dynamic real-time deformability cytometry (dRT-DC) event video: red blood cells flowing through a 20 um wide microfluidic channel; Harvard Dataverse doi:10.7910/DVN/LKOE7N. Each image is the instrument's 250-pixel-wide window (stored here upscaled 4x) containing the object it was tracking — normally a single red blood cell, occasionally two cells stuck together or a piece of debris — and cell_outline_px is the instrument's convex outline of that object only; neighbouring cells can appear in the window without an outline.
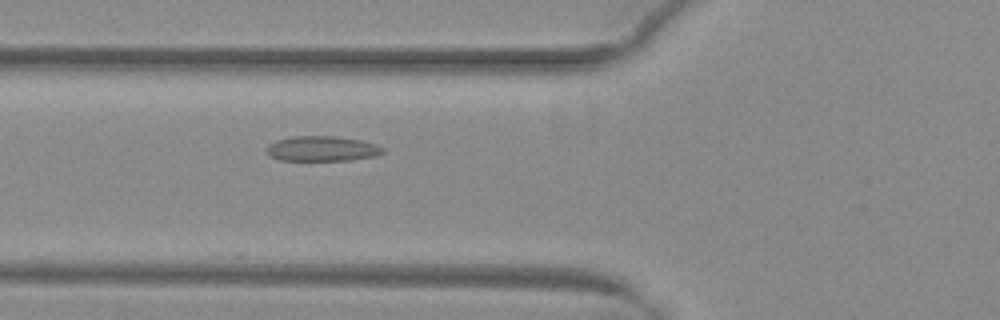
{"species": "common noctule bat (a hibernating species)", "species_latin": "Nyctalus noctula", "temperature_condition": "warm", "stored_images_in_passage": 46, "camera_frame_rate_fps": 3000, "um_per_image_px": 0.085, "animal": {"sex": "female", "body_mass_g": 29.2, "forearm_length_mm": 56.3}, "frame": {"image": 1, "passage_image": 14, "time_ms": 4.333, "image_size_px": [1000, 320], "cell_outline_px": [[384, 152], [376, 156], [352, 160], [280, 160], [268, 156], [264, 148], [268, 144], [276, 140], [292, 136], [336, 136], [360, 140], [376, 144], [384, 148]], "centroid_in_image_um": [27.34, 12.63], "position_along_channel_um": 98.5, "area_um2": 17.22}}
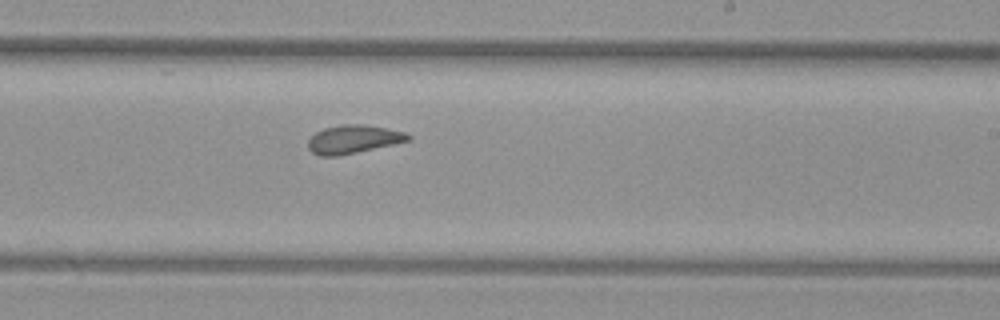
{"frame": {"image": 2, "passage_image": 26, "time_ms": 8.333, "image_size_px": [1000, 320], "cell_outline_px": [[412, 140], [356, 152], [336, 156], [320, 156], [312, 152], [308, 148], [308, 140], [316, 132], [324, 128], [340, 124], [360, 124], [384, 128], [404, 132], [412, 136]], "centroid_in_image_um": [30.02, 11.83], "position_along_channel_um": 259.0, "area_um2": 16.36}}
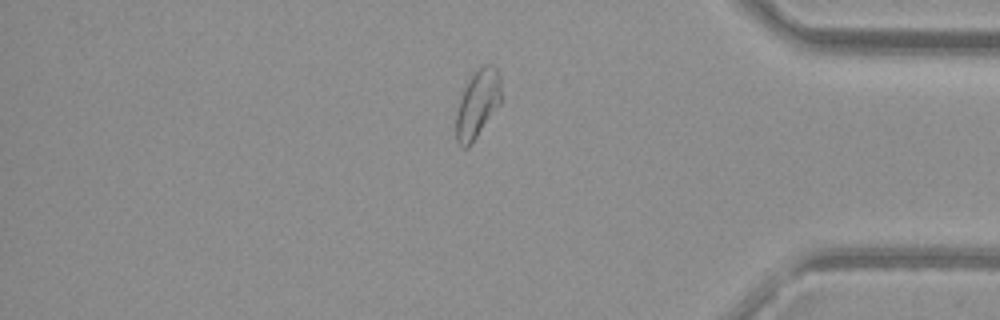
{"frame": {"image": 3, "passage_image": 38, "time_ms": 12.333, "image_size_px": [1000, 320], "cell_outline_px": [[500, 104], [472, 144], [468, 148], [460, 148], [456, 140], [456, 112], [464, 88], [472, 72], [484, 64], [492, 64], [500, 72]], "centroid_in_image_um": [40.58, 8.84], "position_along_channel_um": 394.6, "area_um2": 18.09}, "authors_computed_cell_mechanics": {"area_um2": 17.7735, "velocity_mm_per_s": 4.0163, "shape_relaxation_time_tau1_ms": null, "shape_relaxation_time_tau2_ms": 2.7265, "deformation_change_tau1": null, "deformation_change_tau2": 0.0856}}